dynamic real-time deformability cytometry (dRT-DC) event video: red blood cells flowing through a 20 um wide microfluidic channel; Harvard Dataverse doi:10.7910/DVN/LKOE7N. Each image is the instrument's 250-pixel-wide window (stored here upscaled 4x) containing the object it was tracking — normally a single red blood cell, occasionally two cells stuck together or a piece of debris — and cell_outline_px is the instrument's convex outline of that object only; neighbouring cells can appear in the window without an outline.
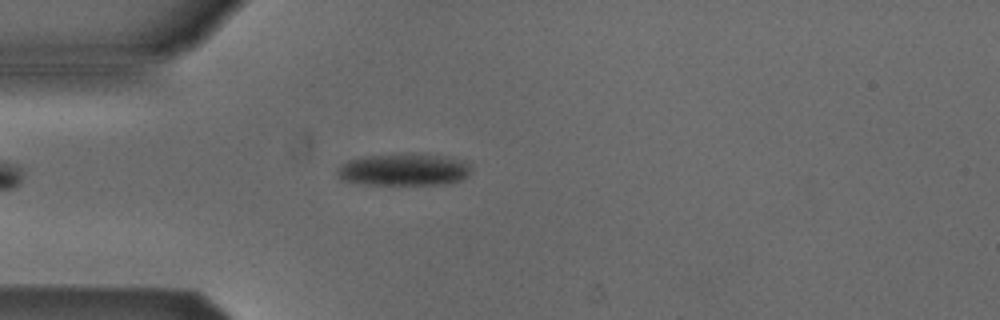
{"species": "Egyptian fruit bat (a non-hibernating species)", "species_latin": "Rousettus aegyptiacus", "temperature_condition": "cold", "stored_images_in_passage": 4, "camera_frame_rate_fps": 3000, "um_per_image_px": 0.085, "animal": {"sex": "male"}, "frame": {"image": 1, "passage_image": 4, "time_ms": 3.333, "image_size_px": [1000, 320], "cell_outline_px": [[472, 168], [468, 176], [460, 180], [436, 184], [368, 184], [340, 180], [336, 172], [336, 168], [348, 160], [368, 156], [444, 156], [464, 160]], "centroid_in_image_um": [34.3, 14.45], "position_along_channel_um": 50.7, "area_um2": 24.1}}